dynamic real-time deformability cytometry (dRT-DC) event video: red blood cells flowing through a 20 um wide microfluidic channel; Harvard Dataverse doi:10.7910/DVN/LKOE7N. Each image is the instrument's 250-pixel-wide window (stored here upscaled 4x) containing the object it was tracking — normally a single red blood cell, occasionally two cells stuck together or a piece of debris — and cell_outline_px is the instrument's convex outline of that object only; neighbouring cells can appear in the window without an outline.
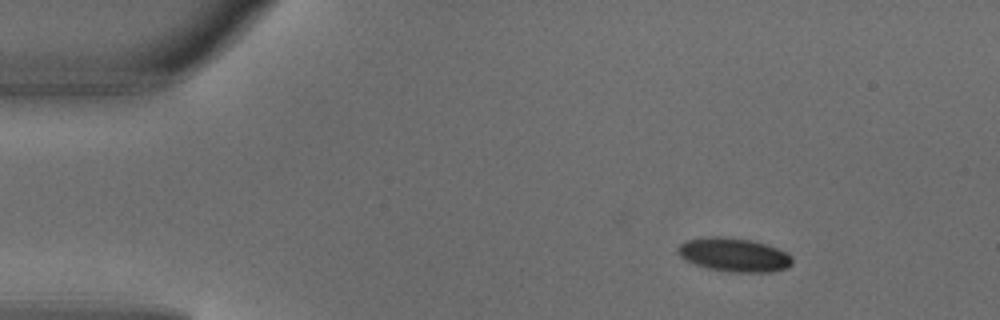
{"species": "common noctule bat (a hibernating species)", "species_latin": "Nyctalus noctula", "temperature_condition": "warm", "stored_images_in_passage": 5, "camera_frame_rate_fps": 3000, "um_per_image_px": 0.085, "animal": {"sex": "male", "body_mass_g": 18.8}, "frame": {"image": 1, "passage_image": 2, "time_ms": 0.333, "image_size_px": [1000, 320], "cell_outline_px": [[792, 264], [788, 268], [772, 272], [736, 272], [708, 268], [684, 260], [676, 252], [676, 248], [684, 240], [704, 236], [720, 236], [752, 240], [788, 252], [792, 256]], "centroid_in_image_um": [62.37, 21.64], "position_along_channel_um": 22.6, "area_um2": 22.72}}